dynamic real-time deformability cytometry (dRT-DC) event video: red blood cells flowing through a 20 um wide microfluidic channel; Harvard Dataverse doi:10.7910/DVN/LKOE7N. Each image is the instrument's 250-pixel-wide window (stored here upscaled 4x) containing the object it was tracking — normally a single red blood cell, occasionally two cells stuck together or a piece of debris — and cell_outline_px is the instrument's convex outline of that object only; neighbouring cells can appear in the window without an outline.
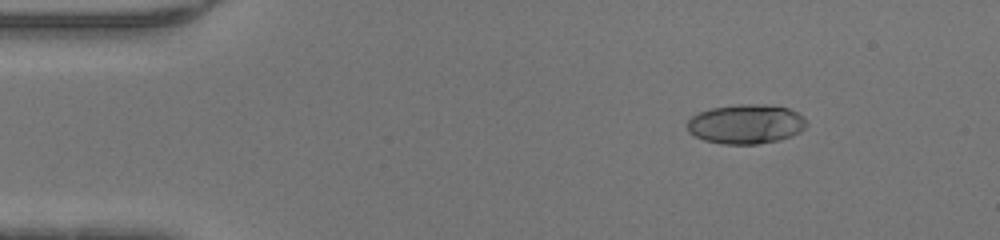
{"species": "human", "species_latin": "Homo sapiens", "temperature_condition": "warm", "stored_images_in_passage": 41, "camera_frame_rate_fps": 3000, "um_per_image_px": 0.085, "donor": {"sex": "male"}, "frame": {"image": 1, "passage_image": 1, "time_ms": 0.0, "image_size_px": [1000, 240], "cell_outline_px": [[808, 124], [800, 132], [792, 136], [780, 140], [756, 144], [720, 144], [704, 140], [688, 132], [688, 120], [692, 116], [700, 112], [712, 108], [736, 104], [764, 104], [788, 108], [804, 116]], "centroid_in_image_um": [63.43, 10.55], "position_along_channel_um": 21.6, "area_um2": 27.57}}
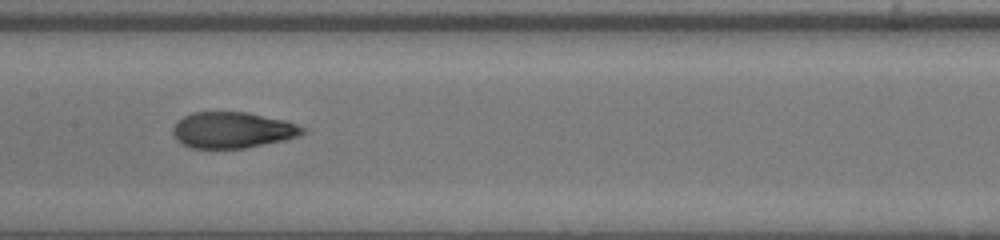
{"frame": {"image": 2, "passage_image": 18, "time_ms": 5.667, "image_size_px": [1000, 240], "cell_outline_px": [[304, 132], [300, 136], [284, 140], [244, 148], [192, 148], [180, 144], [176, 140], [172, 132], [172, 128], [176, 120], [192, 112], [248, 112], [284, 120], [296, 124], [304, 128]], "centroid_in_image_um": [19.71, 11.05], "position_along_channel_um": 187.7, "area_um2": 27.4}}
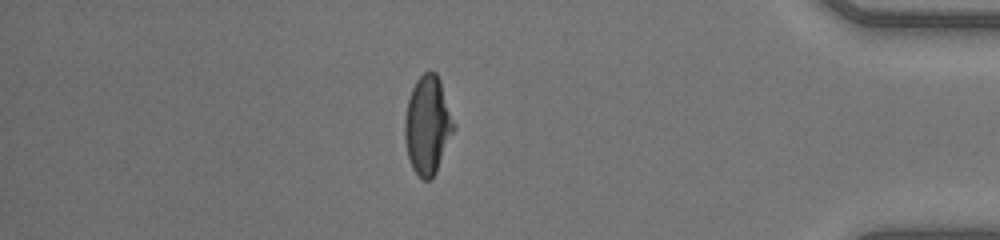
{"frame": {"image": 3, "passage_image": 35, "time_ms": 11.333, "image_size_px": [1000, 240], "cell_outline_px": [[456, 128], [436, 172], [432, 180], [424, 180], [412, 168], [408, 156], [404, 140], [404, 120], [408, 100], [412, 88], [416, 80], [424, 72], [436, 72], [440, 80]], "centroid_in_image_um": [36.34, 10.65], "position_along_channel_um": 398.9, "area_um2": 28.03}}